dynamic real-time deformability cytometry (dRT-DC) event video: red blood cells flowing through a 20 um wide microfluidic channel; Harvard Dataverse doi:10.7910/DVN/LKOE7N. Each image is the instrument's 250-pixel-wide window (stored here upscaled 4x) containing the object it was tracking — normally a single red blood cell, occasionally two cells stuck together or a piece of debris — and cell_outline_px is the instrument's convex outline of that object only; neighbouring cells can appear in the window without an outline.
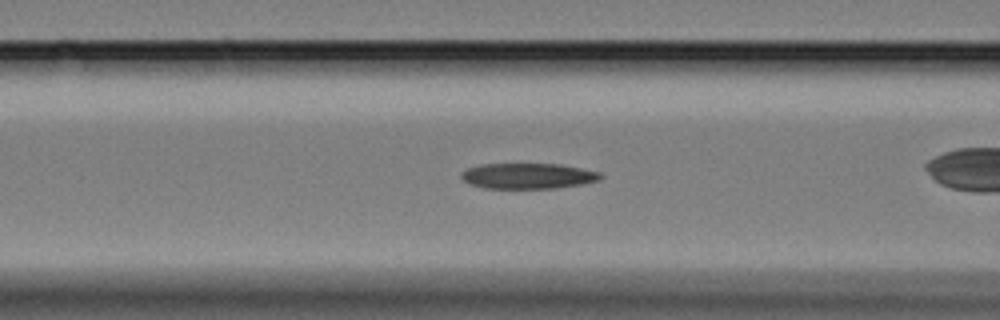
{"species": "Egyptian fruit bat (a non-hibernating species)", "species_latin": "Rousettus aegyptiacus", "temperature_condition": "cold", "stored_images_in_passage": 38, "camera_frame_rate_fps": 3000, "um_per_image_px": 0.085, "animal": {"sex": "female"}, "frame": {"image": 1, "passage_image": 14, "time_ms": 4.333, "image_size_px": [1000, 320], "cell_outline_px": [[604, 176], [600, 180], [584, 184], [556, 188], [484, 188], [472, 184], [464, 180], [460, 176], [460, 172], [468, 168], [480, 164], [560, 164], [600, 172]], "centroid_in_image_um": [44.91, 14.95], "position_along_channel_um": 121.7, "area_um2": 20.81}}
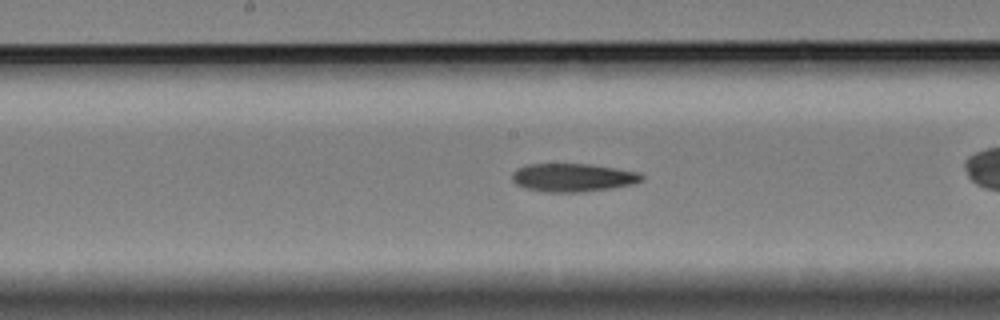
{"frame": {"image": 2, "passage_image": 21, "time_ms": 6.667, "image_size_px": [1000, 320], "cell_outline_px": [[644, 180], [632, 184], [612, 188], [576, 192], [544, 192], [524, 188], [516, 184], [512, 180], [512, 172], [516, 168], [528, 164], [588, 164], [640, 172], [644, 176]], "centroid_in_image_um": [48.67, 15.09], "position_along_channel_um": 199.5, "area_um2": 21.39}}
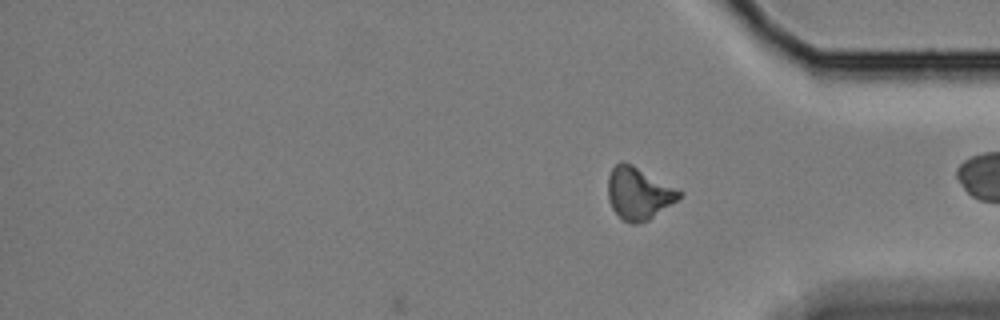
{"frame": {"image": 3, "passage_image": 38, "time_ms": 12.333, "image_size_px": [1000, 320], "cell_outline_px": [[684, 192], [676, 200], [648, 220], [636, 224], [632, 224], [624, 220], [612, 208], [608, 200], [608, 176], [612, 168], [620, 160], [624, 160], [632, 164]], "centroid_in_image_um": [54.25, 16.41], "position_along_channel_um": 380.9, "area_um2": 21.5}, "authors_computed_cell_mechanics": {"area_um2": 21.2993, "velocity_mm_per_s": 3.3233, "shape_relaxation_time_tau1_ms": null, "shape_relaxation_time_tau2_ms": 5.8835, "deformation_change_tau1": null, "deformation_change_tau2": 0.1539}}